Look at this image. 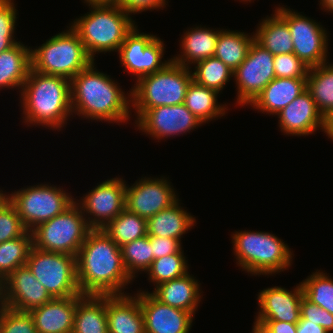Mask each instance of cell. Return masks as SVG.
Returning a JSON list of instances; mask_svg holds the SVG:
<instances>
[{
  "label": "cell",
  "mask_w": 333,
  "mask_h": 333,
  "mask_svg": "<svg viewBox=\"0 0 333 333\" xmlns=\"http://www.w3.org/2000/svg\"><path fill=\"white\" fill-rule=\"evenodd\" d=\"M77 281L83 295H123L133 279L122 251L103 229H92L76 256ZM125 292V293H124Z\"/></svg>",
  "instance_id": "obj_1"
},
{
  "label": "cell",
  "mask_w": 333,
  "mask_h": 333,
  "mask_svg": "<svg viewBox=\"0 0 333 333\" xmlns=\"http://www.w3.org/2000/svg\"><path fill=\"white\" fill-rule=\"evenodd\" d=\"M95 64L93 61L71 80L73 115L92 122L127 124L132 116L131 91L125 93L117 80L97 70Z\"/></svg>",
  "instance_id": "obj_2"
},
{
  "label": "cell",
  "mask_w": 333,
  "mask_h": 333,
  "mask_svg": "<svg viewBox=\"0 0 333 333\" xmlns=\"http://www.w3.org/2000/svg\"><path fill=\"white\" fill-rule=\"evenodd\" d=\"M19 94L21 114L24 115L22 122L27 126L37 125L61 131L73 116L71 81L65 77L30 69Z\"/></svg>",
  "instance_id": "obj_3"
},
{
  "label": "cell",
  "mask_w": 333,
  "mask_h": 333,
  "mask_svg": "<svg viewBox=\"0 0 333 333\" xmlns=\"http://www.w3.org/2000/svg\"><path fill=\"white\" fill-rule=\"evenodd\" d=\"M89 12L76 18L70 27L78 34L89 57L118 52L127 34L137 23L117 3L83 2Z\"/></svg>",
  "instance_id": "obj_4"
},
{
  "label": "cell",
  "mask_w": 333,
  "mask_h": 333,
  "mask_svg": "<svg viewBox=\"0 0 333 333\" xmlns=\"http://www.w3.org/2000/svg\"><path fill=\"white\" fill-rule=\"evenodd\" d=\"M231 238L236 264L248 275L271 276L292 266L291 248L273 233L241 230L235 231Z\"/></svg>",
  "instance_id": "obj_5"
},
{
  "label": "cell",
  "mask_w": 333,
  "mask_h": 333,
  "mask_svg": "<svg viewBox=\"0 0 333 333\" xmlns=\"http://www.w3.org/2000/svg\"><path fill=\"white\" fill-rule=\"evenodd\" d=\"M192 80L191 68L172 60L162 70L139 78L130 89L135 121L148 109L184 103Z\"/></svg>",
  "instance_id": "obj_6"
},
{
  "label": "cell",
  "mask_w": 333,
  "mask_h": 333,
  "mask_svg": "<svg viewBox=\"0 0 333 333\" xmlns=\"http://www.w3.org/2000/svg\"><path fill=\"white\" fill-rule=\"evenodd\" d=\"M67 28L47 39L41 46L31 48V69L71 81L93 62L78 34L70 26Z\"/></svg>",
  "instance_id": "obj_7"
},
{
  "label": "cell",
  "mask_w": 333,
  "mask_h": 333,
  "mask_svg": "<svg viewBox=\"0 0 333 333\" xmlns=\"http://www.w3.org/2000/svg\"><path fill=\"white\" fill-rule=\"evenodd\" d=\"M37 184L12 191L11 194L6 191L4 193L0 189L14 205L23 225L30 232L40 224L63 213L76 199L63 187H57L51 183Z\"/></svg>",
  "instance_id": "obj_8"
},
{
  "label": "cell",
  "mask_w": 333,
  "mask_h": 333,
  "mask_svg": "<svg viewBox=\"0 0 333 333\" xmlns=\"http://www.w3.org/2000/svg\"><path fill=\"white\" fill-rule=\"evenodd\" d=\"M91 230L81 207L74 202L63 213L31 231L33 247L77 256Z\"/></svg>",
  "instance_id": "obj_9"
},
{
  "label": "cell",
  "mask_w": 333,
  "mask_h": 333,
  "mask_svg": "<svg viewBox=\"0 0 333 333\" xmlns=\"http://www.w3.org/2000/svg\"><path fill=\"white\" fill-rule=\"evenodd\" d=\"M26 265L53 298L81 295L76 256L31 247Z\"/></svg>",
  "instance_id": "obj_10"
},
{
  "label": "cell",
  "mask_w": 333,
  "mask_h": 333,
  "mask_svg": "<svg viewBox=\"0 0 333 333\" xmlns=\"http://www.w3.org/2000/svg\"><path fill=\"white\" fill-rule=\"evenodd\" d=\"M274 11L288 24L293 53L300 60L310 68L329 62V31L320 22L288 8L287 5H278Z\"/></svg>",
  "instance_id": "obj_11"
},
{
  "label": "cell",
  "mask_w": 333,
  "mask_h": 333,
  "mask_svg": "<svg viewBox=\"0 0 333 333\" xmlns=\"http://www.w3.org/2000/svg\"><path fill=\"white\" fill-rule=\"evenodd\" d=\"M137 28L136 24L118 50L121 65L126 72L136 76V81L162 70L171 61V58L162 61L165 47L160 37L139 32Z\"/></svg>",
  "instance_id": "obj_12"
},
{
  "label": "cell",
  "mask_w": 333,
  "mask_h": 333,
  "mask_svg": "<svg viewBox=\"0 0 333 333\" xmlns=\"http://www.w3.org/2000/svg\"><path fill=\"white\" fill-rule=\"evenodd\" d=\"M274 55L255 39L246 59L233 71L236 82V105H249L275 76Z\"/></svg>",
  "instance_id": "obj_13"
},
{
  "label": "cell",
  "mask_w": 333,
  "mask_h": 333,
  "mask_svg": "<svg viewBox=\"0 0 333 333\" xmlns=\"http://www.w3.org/2000/svg\"><path fill=\"white\" fill-rule=\"evenodd\" d=\"M125 191L126 181L116 176L97 184L75 202L91 229H103L125 209Z\"/></svg>",
  "instance_id": "obj_14"
},
{
  "label": "cell",
  "mask_w": 333,
  "mask_h": 333,
  "mask_svg": "<svg viewBox=\"0 0 333 333\" xmlns=\"http://www.w3.org/2000/svg\"><path fill=\"white\" fill-rule=\"evenodd\" d=\"M168 178L142 177L131 186L126 182L125 208L148 219L179 200Z\"/></svg>",
  "instance_id": "obj_15"
},
{
  "label": "cell",
  "mask_w": 333,
  "mask_h": 333,
  "mask_svg": "<svg viewBox=\"0 0 333 333\" xmlns=\"http://www.w3.org/2000/svg\"><path fill=\"white\" fill-rule=\"evenodd\" d=\"M134 123L137 130L158 142L190 133L203 125L184 103L148 109Z\"/></svg>",
  "instance_id": "obj_16"
},
{
  "label": "cell",
  "mask_w": 333,
  "mask_h": 333,
  "mask_svg": "<svg viewBox=\"0 0 333 333\" xmlns=\"http://www.w3.org/2000/svg\"><path fill=\"white\" fill-rule=\"evenodd\" d=\"M52 299L27 265L18 267L0 283V304L14 310L30 312Z\"/></svg>",
  "instance_id": "obj_17"
},
{
  "label": "cell",
  "mask_w": 333,
  "mask_h": 333,
  "mask_svg": "<svg viewBox=\"0 0 333 333\" xmlns=\"http://www.w3.org/2000/svg\"><path fill=\"white\" fill-rule=\"evenodd\" d=\"M139 298L147 333H189L195 318L191 312L160 302L150 292L139 289Z\"/></svg>",
  "instance_id": "obj_18"
},
{
  "label": "cell",
  "mask_w": 333,
  "mask_h": 333,
  "mask_svg": "<svg viewBox=\"0 0 333 333\" xmlns=\"http://www.w3.org/2000/svg\"><path fill=\"white\" fill-rule=\"evenodd\" d=\"M301 283L290 291L281 286L267 287L258 293V312L255 321H285L297 323L303 297Z\"/></svg>",
  "instance_id": "obj_19"
},
{
  "label": "cell",
  "mask_w": 333,
  "mask_h": 333,
  "mask_svg": "<svg viewBox=\"0 0 333 333\" xmlns=\"http://www.w3.org/2000/svg\"><path fill=\"white\" fill-rule=\"evenodd\" d=\"M280 131L289 136H308L317 130L325 131L326 119L306 89L278 114Z\"/></svg>",
  "instance_id": "obj_20"
},
{
  "label": "cell",
  "mask_w": 333,
  "mask_h": 333,
  "mask_svg": "<svg viewBox=\"0 0 333 333\" xmlns=\"http://www.w3.org/2000/svg\"><path fill=\"white\" fill-rule=\"evenodd\" d=\"M106 295L108 333H143L144 315L139 298L132 294Z\"/></svg>",
  "instance_id": "obj_21"
},
{
  "label": "cell",
  "mask_w": 333,
  "mask_h": 333,
  "mask_svg": "<svg viewBox=\"0 0 333 333\" xmlns=\"http://www.w3.org/2000/svg\"><path fill=\"white\" fill-rule=\"evenodd\" d=\"M77 296L53 298L31 310L38 333H72Z\"/></svg>",
  "instance_id": "obj_22"
},
{
  "label": "cell",
  "mask_w": 333,
  "mask_h": 333,
  "mask_svg": "<svg viewBox=\"0 0 333 333\" xmlns=\"http://www.w3.org/2000/svg\"><path fill=\"white\" fill-rule=\"evenodd\" d=\"M195 278L188 272L179 278L160 283L150 293L160 302L195 316L202 300L201 283Z\"/></svg>",
  "instance_id": "obj_23"
},
{
  "label": "cell",
  "mask_w": 333,
  "mask_h": 333,
  "mask_svg": "<svg viewBox=\"0 0 333 333\" xmlns=\"http://www.w3.org/2000/svg\"><path fill=\"white\" fill-rule=\"evenodd\" d=\"M305 90L306 78L275 77L249 105L261 114L275 116Z\"/></svg>",
  "instance_id": "obj_24"
},
{
  "label": "cell",
  "mask_w": 333,
  "mask_h": 333,
  "mask_svg": "<svg viewBox=\"0 0 333 333\" xmlns=\"http://www.w3.org/2000/svg\"><path fill=\"white\" fill-rule=\"evenodd\" d=\"M219 29L205 26L188 28L180 39V53L173 56L171 60L184 67L191 68L198 61L213 57ZM192 65V66H191Z\"/></svg>",
  "instance_id": "obj_25"
},
{
  "label": "cell",
  "mask_w": 333,
  "mask_h": 333,
  "mask_svg": "<svg viewBox=\"0 0 333 333\" xmlns=\"http://www.w3.org/2000/svg\"><path fill=\"white\" fill-rule=\"evenodd\" d=\"M180 201L147 219L148 236L169 237L181 242L196 224V218L181 206Z\"/></svg>",
  "instance_id": "obj_26"
},
{
  "label": "cell",
  "mask_w": 333,
  "mask_h": 333,
  "mask_svg": "<svg viewBox=\"0 0 333 333\" xmlns=\"http://www.w3.org/2000/svg\"><path fill=\"white\" fill-rule=\"evenodd\" d=\"M31 48L18 42L0 53V89L19 92L31 69Z\"/></svg>",
  "instance_id": "obj_27"
},
{
  "label": "cell",
  "mask_w": 333,
  "mask_h": 333,
  "mask_svg": "<svg viewBox=\"0 0 333 333\" xmlns=\"http://www.w3.org/2000/svg\"><path fill=\"white\" fill-rule=\"evenodd\" d=\"M72 333H108L106 295H78Z\"/></svg>",
  "instance_id": "obj_28"
},
{
  "label": "cell",
  "mask_w": 333,
  "mask_h": 333,
  "mask_svg": "<svg viewBox=\"0 0 333 333\" xmlns=\"http://www.w3.org/2000/svg\"><path fill=\"white\" fill-rule=\"evenodd\" d=\"M255 40L273 55L293 53V41L288 24L274 11L262 18L254 32Z\"/></svg>",
  "instance_id": "obj_29"
},
{
  "label": "cell",
  "mask_w": 333,
  "mask_h": 333,
  "mask_svg": "<svg viewBox=\"0 0 333 333\" xmlns=\"http://www.w3.org/2000/svg\"><path fill=\"white\" fill-rule=\"evenodd\" d=\"M218 94L221 93L192 80L185 95L184 105L202 124L208 123L221 118L229 109L225 103H218Z\"/></svg>",
  "instance_id": "obj_30"
},
{
  "label": "cell",
  "mask_w": 333,
  "mask_h": 333,
  "mask_svg": "<svg viewBox=\"0 0 333 333\" xmlns=\"http://www.w3.org/2000/svg\"><path fill=\"white\" fill-rule=\"evenodd\" d=\"M252 33L250 35V33L238 30L220 29L214 57L220 59L234 71L246 59L255 39L254 32Z\"/></svg>",
  "instance_id": "obj_31"
},
{
  "label": "cell",
  "mask_w": 333,
  "mask_h": 333,
  "mask_svg": "<svg viewBox=\"0 0 333 333\" xmlns=\"http://www.w3.org/2000/svg\"><path fill=\"white\" fill-rule=\"evenodd\" d=\"M306 89L313 97L319 112L326 119L333 115V63L309 68Z\"/></svg>",
  "instance_id": "obj_32"
},
{
  "label": "cell",
  "mask_w": 333,
  "mask_h": 333,
  "mask_svg": "<svg viewBox=\"0 0 333 333\" xmlns=\"http://www.w3.org/2000/svg\"><path fill=\"white\" fill-rule=\"evenodd\" d=\"M103 230L121 247L147 235V219L125 208Z\"/></svg>",
  "instance_id": "obj_33"
},
{
  "label": "cell",
  "mask_w": 333,
  "mask_h": 333,
  "mask_svg": "<svg viewBox=\"0 0 333 333\" xmlns=\"http://www.w3.org/2000/svg\"><path fill=\"white\" fill-rule=\"evenodd\" d=\"M32 243V232L0 243V283L18 267L26 265Z\"/></svg>",
  "instance_id": "obj_34"
},
{
  "label": "cell",
  "mask_w": 333,
  "mask_h": 333,
  "mask_svg": "<svg viewBox=\"0 0 333 333\" xmlns=\"http://www.w3.org/2000/svg\"><path fill=\"white\" fill-rule=\"evenodd\" d=\"M192 72L193 80L207 88L222 93L227 82L233 78V70L216 57H209L198 61Z\"/></svg>",
  "instance_id": "obj_35"
},
{
  "label": "cell",
  "mask_w": 333,
  "mask_h": 333,
  "mask_svg": "<svg viewBox=\"0 0 333 333\" xmlns=\"http://www.w3.org/2000/svg\"><path fill=\"white\" fill-rule=\"evenodd\" d=\"M121 251L124 267L133 280L141 272H146L154 260L151 236L148 235L124 244Z\"/></svg>",
  "instance_id": "obj_36"
},
{
  "label": "cell",
  "mask_w": 333,
  "mask_h": 333,
  "mask_svg": "<svg viewBox=\"0 0 333 333\" xmlns=\"http://www.w3.org/2000/svg\"><path fill=\"white\" fill-rule=\"evenodd\" d=\"M304 296L333 315V279L321 270L312 272L301 282Z\"/></svg>",
  "instance_id": "obj_37"
},
{
  "label": "cell",
  "mask_w": 333,
  "mask_h": 333,
  "mask_svg": "<svg viewBox=\"0 0 333 333\" xmlns=\"http://www.w3.org/2000/svg\"><path fill=\"white\" fill-rule=\"evenodd\" d=\"M184 253H173L154 259L150 268L145 272L148 281L155 286L160 283L179 278L188 273L189 264Z\"/></svg>",
  "instance_id": "obj_38"
},
{
  "label": "cell",
  "mask_w": 333,
  "mask_h": 333,
  "mask_svg": "<svg viewBox=\"0 0 333 333\" xmlns=\"http://www.w3.org/2000/svg\"><path fill=\"white\" fill-rule=\"evenodd\" d=\"M26 231L14 205L0 191V243L18 238Z\"/></svg>",
  "instance_id": "obj_39"
},
{
  "label": "cell",
  "mask_w": 333,
  "mask_h": 333,
  "mask_svg": "<svg viewBox=\"0 0 333 333\" xmlns=\"http://www.w3.org/2000/svg\"><path fill=\"white\" fill-rule=\"evenodd\" d=\"M0 333H38L33 317L0 304Z\"/></svg>",
  "instance_id": "obj_40"
},
{
  "label": "cell",
  "mask_w": 333,
  "mask_h": 333,
  "mask_svg": "<svg viewBox=\"0 0 333 333\" xmlns=\"http://www.w3.org/2000/svg\"><path fill=\"white\" fill-rule=\"evenodd\" d=\"M274 71L278 78H307L309 66L294 53L274 55Z\"/></svg>",
  "instance_id": "obj_41"
},
{
  "label": "cell",
  "mask_w": 333,
  "mask_h": 333,
  "mask_svg": "<svg viewBox=\"0 0 333 333\" xmlns=\"http://www.w3.org/2000/svg\"><path fill=\"white\" fill-rule=\"evenodd\" d=\"M300 315L302 318L323 327L328 333L333 332V315L309 301L304 295L300 303Z\"/></svg>",
  "instance_id": "obj_42"
},
{
  "label": "cell",
  "mask_w": 333,
  "mask_h": 333,
  "mask_svg": "<svg viewBox=\"0 0 333 333\" xmlns=\"http://www.w3.org/2000/svg\"><path fill=\"white\" fill-rule=\"evenodd\" d=\"M14 0H0V36H15L18 10Z\"/></svg>",
  "instance_id": "obj_43"
},
{
  "label": "cell",
  "mask_w": 333,
  "mask_h": 333,
  "mask_svg": "<svg viewBox=\"0 0 333 333\" xmlns=\"http://www.w3.org/2000/svg\"><path fill=\"white\" fill-rule=\"evenodd\" d=\"M182 242L169 237L151 236V246L154 259L173 253H184Z\"/></svg>",
  "instance_id": "obj_44"
},
{
  "label": "cell",
  "mask_w": 333,
  "mask_h": 333,
  "mask_svg": "<svg viewBox=\"0 0 333 333\" xmlns=\"http://www.w3.org/2000/svg\"><path fill=\"white\" fill-rule=\"evenodd\" d=\"M168 0H119L117 4L128 14L135 15L145 11L163 10Z\"/></svg>",
  "instance_id": "obj_45"
},
{
  "label": "cell",
  "mask_w": 333,
  "mask_h": 333,
  "mask_svg": "<svg viewBox=\"0 0 333 333\" xmlns=\"http://www.w3.org/2000/svg\"><path fill=\"white\" fill-rule=\"evenodd\" d=\"M264 325L271 333H296L297 323L285 321H255Z\"/></svg>",
  "instance_id": "obj_46"
},
{
  "label": "cell",
  "mask_w": 333,
  "mask_h": 333,
  "mask_svg": "<svg viewBox=\"0 0 333 333\" xmlns=\"http://www.w3.org/2000/svg\"><path fill=\"white\" fill-rule=\"evenodd\" d=\"M296 333H328V332L318 324L306 320L300 316V319L297 322Z\"/></svg>",
  "instance_id": "obj_47"
},
{
  "label": "cell",
  "mask_w": 333,
  "mask_h": 333,
  "mask_svg": "<svg viewBox=\"0 0 333 333\" xmlns=\"http://www.w3.org/2000/svg\"><path fill=\"white\" fill-rule=\"evenodd\" d=\"M15 36H0V53L12 47L19 41L15 40Z\"/></svg>",
  "instance_id": "obj_48"
},
{
  "label": "cell",
  "mask_w": 333,
  "mask_h": 333,
  "mask_svg": "<svg viewBox=\"0 0 333 333\" xmlns=\"http://www.w3.org/2000/svg\"><path fill=\"white\" fill-rule=\"evenodd\" d=\"M324 133L328 139L333 141V115L326 118Z\"/></svg>",
  "instance_id": "obj_49"
},
{
  "label": "cell",
  "mask_w": 333,
  "mask_h": 333,
  "mask_svg": "<svg viewBox=\"0 0 333 333\" xmlns=\"http://www.w3.org/2000/svg\"><path fill=\"white\" fill-rule=\"evenodd\" d=\"M318 2H320L319 6L321 5L320 8L323 11H325L326 13L328 12V14L333 13V0H320Z\"/></svg>",
  "instance_id": "obj_50"
},
{
  "label": "cell",
  "mask_w": 333,
  "mask_h": 333,
  "mask_svg": "<svg viewBox=\"0 0 333 333\" xmlns=\"http://www.w3.org/2000/svg\"><path fill=\"white\" fill-rule=\"evenodd\" d=\"M252 332L251 333H271L264 325L259 324L257 322H253V327H252Z\"/></svg>",
  "instance_id": "obj_51"
},
{
  "label": "cell",
  "mask_w": 333,
  "mask_h": 333,
  "mask_svg": "<svg viewBox=\"0 0 333 333\" xmlns=\"http://www.w3.org/2000/svg\"><path fill=\"white\" fill-rule=\"evenodd\" d=\"M119 0H84V2L92 3H117Z\"/></svg>",
  "instance_id": "obj_52"
},
{
  "label": "cell",
  "mask_w": 333,
  "mask_h": 333,
  "mask_svg": "<svg viewBox=\"0 0 333 333\" xmlns=\"http://www.w3.org/2000/svg\"><path fill=\"white\" fill-rule=\"evenodd\" d=\"M240 2L242 1V2H249V3H251L252 1L254 2V0H239Z\"/></svg>",
  "instance_id": "obj_53"
}]
</instances>
